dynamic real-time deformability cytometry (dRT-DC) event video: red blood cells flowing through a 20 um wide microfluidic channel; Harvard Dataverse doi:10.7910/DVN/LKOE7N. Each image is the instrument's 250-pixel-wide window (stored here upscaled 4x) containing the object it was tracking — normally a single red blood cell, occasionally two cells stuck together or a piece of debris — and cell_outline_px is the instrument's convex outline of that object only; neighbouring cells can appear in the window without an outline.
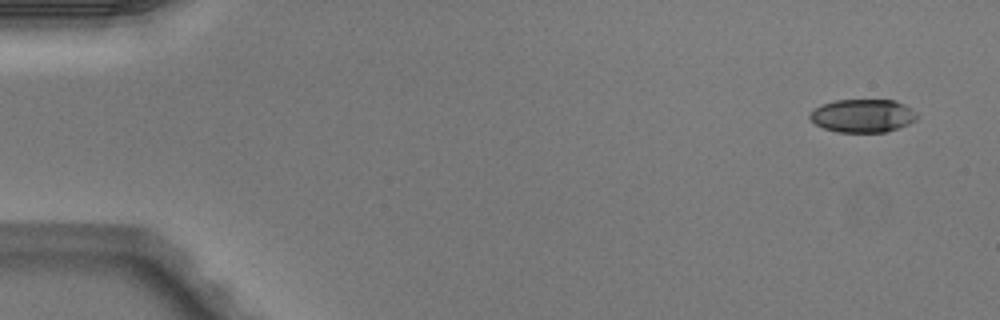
{"species": "Egyptian fruit bat (a non-hibernating species)", "species_latin": "Rousettus aegyptiacus", "temperature_condition": "warm", "stored_images_in_passage": 4, "camera_frame_rate_fps": 3000, "um_per_image_px": 0.085, "animal": {"sex": "male"}, "frame": {"image": 1, "passage_image": 1, "time_ms": 0.0, "image_size_px": [1000, 320], "cell_outline_px": [[916, 120], [908, 124], [884, 132], [836, 132], [824, 128], [808, 120], [808, 116], [820, 104], [836, 100], [896, 100], [904, 104], [916, 112]], "centroid_in_image_um": [73.3, 9.83], "position_along_channel_um": 11.7, "area_um2": 20.69}}
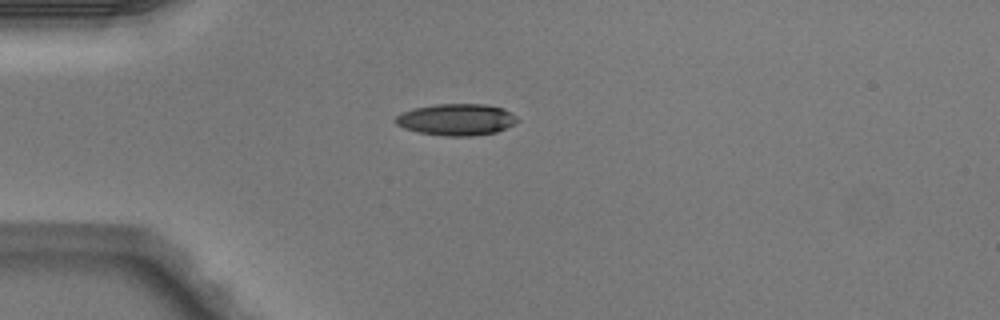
{"frame": {"image": 2, "passage_image": 4, "time_ms": 1.0, "image_size_px": [1000, 320], "cell_outline_px": [[520, 120], [516, 124], [496, 132], [472, 136], [448, 136], [420, 132], [404, 128], [396, 124], [392, 120], [396, 116], [412, 108], [436, 104], [488, 104], [504, 108], [516, 116]], "centroid_in_image_um": [38.83, 10.15], "position_along_channel_um": 46.2, "area_um2": 22.6}}